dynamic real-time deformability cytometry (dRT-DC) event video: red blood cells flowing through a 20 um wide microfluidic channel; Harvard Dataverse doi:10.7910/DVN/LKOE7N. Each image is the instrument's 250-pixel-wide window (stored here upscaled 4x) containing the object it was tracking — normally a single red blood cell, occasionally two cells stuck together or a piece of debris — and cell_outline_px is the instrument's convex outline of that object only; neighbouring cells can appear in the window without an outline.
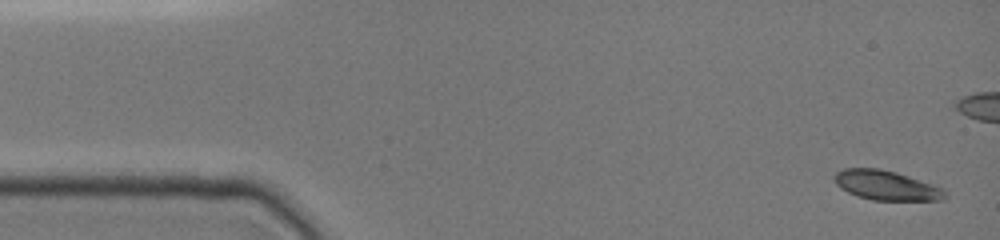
{"species": "common noctule bat (a hibernating species)", "species_latin": "Nyctalus noctula", "temperature_condition": "cold", "stored_images_in_passage": 7, "camera_frame_rate_fps": 3000, "um_per_image_px": 0.085, "animal": {"sex": "female", "body_mass_g": 19.0, "forearm_length_mm": 51.5}, "frame": {"image": 1, "passage_image": 1, "time_ms": 0.0, "image_size_px": [1000, 240], "cell_outline_px": [[948, 196], [944, 200], [872, 200], [856, 196], [840, 188], [836, 184], [832, 176], [836, 172], [844, 168], [880, 168], [896, 172], [944, 188]], "centroid_in_image_um": [75.33, 15.75], "position_along_channel_um": 9.7, "area_um2": 19.25}}